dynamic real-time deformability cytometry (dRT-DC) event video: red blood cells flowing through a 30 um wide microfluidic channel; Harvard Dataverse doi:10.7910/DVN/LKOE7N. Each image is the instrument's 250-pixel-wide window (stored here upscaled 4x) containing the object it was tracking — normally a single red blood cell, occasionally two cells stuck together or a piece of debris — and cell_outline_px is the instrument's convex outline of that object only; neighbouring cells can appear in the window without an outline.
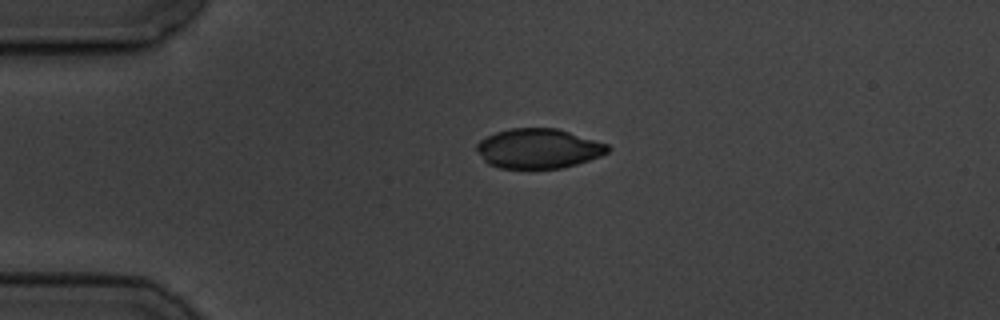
{"species": "common noctule bat (a hibernating species)", "species_latin": "Nyctalus noctula", "temperature_condition": "cold", "stored_images_in_passage": 2, "camera_frame_rate_fps": 3000, "um_per_image_px": 0.085, "animal": {"sex": "male", "body_mass_g": 19.5, "forearm_length_mm": 54.6}, "frame": {"image": 1, "passage_image": 1, "time_ms": 0.0, "image_size_px": [1000, 320], "cell_outline_px": [[612, 148], [608, 152], [600, 156], [564, 168], [500, 168], [488, 164], [484, 160], [476, 148], [476, 144], [480, 140], [496, 132], [512, 128], [556, 128], [608, 144]], "centroid_in_image_um": [45.77, 12.63], "position_along_channel_um": 39.2, "area_um2": 30.17}}